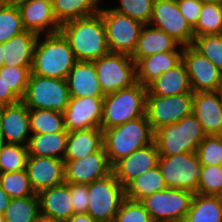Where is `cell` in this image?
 <instances>
[{
  "mask_svg": "<svg viewBox=\"0 0 222 222\" xmlns=\"http://www.w3.org/2000/svg\"><path fill=\"white\" fill-rule=\"evenodd\" d=\"M60 32L68 40L77 61H94L109 53L100 13L64 22Z\"/></svg>",
  "mask_w": 222,
  "mask_h": 222,
  "instance_id": "cell-1",
  "label": "cell"
},
{
  "mask_svg": "<svg viewBox=\"0 0 222 222\" xmlns=\"http://www.w3.org/2000/svg\"><path fill=\"white\" fill-rule=\"evenodd\" d=\"M77 59L61 32L39 35L33 54L31 73L66 79Z\"/></svg>",
  "mask_w": 222,
  "mask_h": 222,
  "instance_id": "cell-2",
  "label": "cell"
},
{
  "mask_svg": "<svg viewBox=\"0 0 222 222\" xmlns=\"http://www.w3.org/2000/svg\"><path fill=\"white\" fill-rule=\"evenodd\" d=\"M153 142L154 131L146 115L103 130V147L111 165Z\"/></svg>",
  "mask_w": 222,
  "mask_h": 222,
  "instance_id": "cell-3",
  "label": "cell"
},
{
  "mask_svg": "<svg viewBox=\"0 0 222 222\" xmlns=\"http://www.w3.org/2000/svg\"><path fill=\"white\" fill-rule=\"evenodd\" d=\"M146 94L147 87L137 82L105 95L100 128L109 129L145 116Z\"/></svg>",
  "mask_w": 222,
  "mask_h": 222,
  "instance_id": "cell-4",
  "label": "cell"
},
{
  "mask_svg": "<svg viewBox=\"0 0 222 222\" xmlns=\"http://www.w3.org/2000/svg\"><path fill=\"white\" fill-rule=\"evenodd\" d=\"M206 133L191 113L179 122L168 124L154 131V142L159 156H172L179 153H194L206 137Z\"/></svg>",
  "mask_w": 222,
  "mask_h": 222,
  "instance_id": "cell-5",
  "label": "cell"
},
{
  "mask_svg": "<svg viewBox=\"0 0 222 222\" xmlns=\"http://www.w3.org/2000/svg\"><path fill=\"white\" fill-rule=\"evenodd\" d=\"M88 186L87 213L97 222H114L125 197V188L111 173Z\"/></svg>",
  "mask_w": 222,
  "mask_h": 222,
  "instance_id": "cell-6",
  "label": "cell"
},
{
  "mask_svg": "<svg viewBox=\"0 0 222 222\" xmlns=\"http://www.w3.org/2000/svg\"><path fill=\"white\" fill-rule=\"evenodd\" d=\"M21 101L33 109H49L63 113L70 101L66 79L30 74Z\"/></svg>",
  "mask_w": 222,
  "mask_h": 222,
  "instance_id": "cell-7",
  "label": "cell"
},
{
  "mask_svg": "<svg viewBox=\"0 0 222 222\" xmlns=\"http://www.w3.org/2000/svg\"><path fill=\"white\" fill-rule=\"evenodd\" d=\"M93 63L104 95L137 83L136 63L131 55L109 52Z\"/></svg>",
  "mask_w": 222,
  "mask_h": 222,
  "instance_id": "cell-8",
  "label": "cell"
},
{
  "mask_svg": "<svg viewBox=\"0 0 222 222\" xmlns=\"http://www.w3.org/2000/svg\"><path fill=\"white\" fill-rule=\"evenodd\" d=\"M194 192L166 188L140 200L153 222H184Z\"/></svg>",
  "mask_w": 222,
  "mask_h": 222,
  "instance_id": "cell-9",
  "label": "cell"
},
{
  "mask_svg": "<svg viewBox=\"0 0 222 222\" xmlns=\"http://www.w3.org/2000/svg\"><path fill=\"white\" fill-rule=\"evenodd\" d=\"M99 13L105 26L109 52L132 55L144 24L108 6H103Z\"/></svg>",
  "mask_w": 222,
  "mask_h": 222,
  "instance_id": "cell-10",
  "label": "cell"
},
{
  "mask_svg": "<svg viewBox=\"0 0 222 222\" xmlns=\"http://www.w3.org/2000/svg\"><path fill=\"white\" fill-rule=\"evenodd\" d=\"M167 188L197 192L201 163L196 152L159 156L158 165Z\"/></svg>",
  "mask_w": 222,
  "mask_h": 222,
  "instance_id": "cell-11",
  "label": "cell"
},
{
  "mask_svg": "<svg viewBox=\"0 0 222 222\" xmlns=\"http://www.w3.org/2000/svg\"><path fill=\"white\" fill-rule=\"evenodd\" d=\"M192 108L193 93L160 97L147 89L145 115L153 131L179 122L192 113Z\"/></svg>",
  "mask_w": 222,
  "mask_h": 222,
  "instance_id": "cell-12",
  "label": "cell"
},
{
  "mask_svg": "<svg viewBox=\"0 0 222 222\" xmlns=\"http://www.w3.org/2000/svg\"><path fill=\"white\" fill-rule=\"evenodd\" d=\"M149 25L163 30L182 46L192 45L193 29L180 12L176 0H154Z\"/></svg>",
  "mask_w": 222,
  "mask_h": 222,
  "instance_id": "cell-13",
  "label": "cell"
},
{
  "mask_svg": "<svg viewBox=\"0 0 222 222\" xmlns=\"http://www.w3.org/2000/svg\"><path fill=\"white\" fill-rule=\"evenodd\" d=\"M182 61L186 65L193 93L218 90L222 72L208 58L189 45L184 46Z\"/></svg>",
  "mask_w": 222,
  "mask_h": 222,
  "instance_id": "cell-14",
  "label": "cell"
},
{
  "mask_svg": "<svg viewBox=\"0 0 222 222\" xmlns=\"http://www.w3.org/2000/svg\"><path fill=\"white\" fill-rule=\"evenodd\" d=\"M104 97H70L63 111L64 126L68 132L100 128Z\"/></svg>",
  "mask_w": 222,
  "mask_h": 222,
  "instance_id": "cell-15",
  "label": "cell"
},
{
  "mask_svg": "<svg viewBox=\"0 0 222 222\" xmlns=\"http://www.w3.org/2000/svg\"><path fill=\"white\" fill-rule=\"evenodd\" d=\"M112 173V165L104 147L82 159L64 160V181L75 184H90Z\"/></svg>",
  "mask_w": 222,
  "mask_h": 222,
  "instance_id": "cell-16",
  "label": "cell"
},
{
  "mask_svg": "<svg viewBox=\"0 0 222 222\" xmlns=\"http://www.w3.org/2000/svg\"><path fill=\"white\" fill-rule=\"evenodd\" d=\"M159 152L155 142L132 152L112 165V173L125 187L137 176L158 165Z\"/></svg>",
  "mask_w": 222,
  "mask_h": 222,
  "instance_id": "cell-17",
  "label": "cell"
},
{
  "mask_svg": "<svg viewBox=\"0 0 222 222\" xmlns=\"http://www.w3.org/2000/svg\"><path fill=\"white\" fill-rule=\"evenodd\" d=\"M18 7L26 31L38 35L60 32V24L53 14L52 0H21Z\"/></svg>",
  "mask_w": 222,
  "mask_h": 222,
  "instance_id": "cell-18",
  "label": "cell"
},
{
  "mask_svg": "<svg viewBox=\"0 0 222 222\" xmlns=\"http://www.w3.org/2000/svg\"><path fill=\"white\" fill-rule=\"evenodd\" d=\"M2 131L5 143L27 146L31 136L29 108L20 100L0 106Z\"/></svg>",
  "mask_w": 222,
  "mask_h": 222,
  "instance_id": "cell-19",
  "label": "cell"
},
{
  "mask_svg": "<svg viewBox=\"0 0 222 222\" xmlns=\"http://www.w3.org/2000/svg\"><path fill=\"white\" fill-rule=\"evenodd\" d=\"M25 169L36 194L64 182L63 159L28 156Z\"/></svg>",
  "mask_w": 222,
  "mask_h": 222,
  "instance_id": "cell-20",
  "label": "cell"
},
{
  "mask_svg": "<svg viewBox=\"0 0 222 222\" xmlns=\"http://www.w3.org/2000/svg\"><path fill=\"white\" fill-rule=\"evenodd\" d=\"M192 113L206 135H222V102L218 91L193 93Z\"/></svg>",
  "mask_w": 222,
  "mask_h": 222,
  "instance_id": "cell-21",
  "label": "cell"
},
{
  "mask_svg": "<svg viewBox=\"0 0 222 222\" xmlns=\"http://www.w3.org/2000/svg\"><path fill=\"white\" fill-rule=\"evenodd\" d=\"M66 82L70 97H105L93 61H77L69 71Z\"/></svg>",
  "mask_w": 222,
  "mask_h": 222,
  "instance_id": "cell-22",
  "label": "cell"
},
{
  "mask_svg": "<svg viewBox=\"0 0 222 222\" xmlns=\"http://www.w3.org/2000/svg\"><path fill=\"white\" fill-rule=\"evenodd\" d=\"M40 213L66 221L74 214L70 183L44 189L38 194Z\"/></svg>",
  "mask_w": 222,
  "mask_h": 222,
  "instance_id": "cell-23",
  "label": "cell"
},
{
  "mask_svg": "<svg viewBox=\"0 0 222 222\" xmlns=\"http://www.w3.org/2000/svg\"><path fill=\"white\" fill-rule=\"evenodd\" d=\"M184 46H180L176 51H168L141 58L136 63L137 82L143 86H148L162 73L174 68L182 61Z\"/></svg>",
  "mask_w": 222,
  "mask_h": 222,
  "instance_id": "cell-24",
  "label": "cell"
},
{
  "mask_svg": "<svg viewBox=\"0 0 222 222\" xmlns=\"http://www.w3.org/2000/svg\"><path fill=\"white\" fill-rule=\"evenodd\" d=\"M181 46L173 37L163 30L149 24L143 26L136 48L131 58L137 63L141 58L154 54L176 51Z\"/></svg>",
  "mask_w": 222,
  "mask_h": 222,
  "instance_id": "cell-25",
  "label": "cell"
},
{
  "mask_svg": "<svg viewBox=\"0 0 222 222\" xmlns=\"http://www.w3.org/2000/svg\"><path fill=\"white\" fill-rule=\"evenodd\" d=\"M39 35L24 31L3 44L4 66L32 67L34 48Z\"/></svg>",
  "mask_w": 222,
  "mask_h": 222,
  "instance_id": "cell-26",
  "label": "cell"
},
{
  "mask_svg": "<svg viewBox=\"0 0 222 222\" xmlns=\"http://www.w3.org/2000/svg\"><path fill=\"white\" fill-rule=\"evenodd\" d=\"M147 89L152 94L160 97L193 93L186 65L183 61L162 73L147 86Z\"/></svg>",
  "mask_w": 222,
  "mask_h": 222,
  "instance_id": "cell-27",
  "label": "cell"
},
{
  "mask_svg": "<svg viewBox=\"0 0 222 222\" xmlns=\"http://www.w3.org/2000/svg\"><path fill=\"white\" fill-rule=\"evenodd\" d=\"M103 148L101 128L83 129L68 132L66 152L63 160H76L98 152Z\"/></svg>",
  "mask_w": 222,
  "mask_h": 222,
  "instance_id": "cell-28",
  "label": "cell"
},
{
  "mask_svg": "<svg viewBox=\"0 0 222 222\" xmlns=\"http://www.w3.org/2000/svg\"><path fill=\"white\" fill-rule=\"evenodd\" d=\"M68 131L31 134L27 149L29 156L63 159L66 152Z\"/></svg>",
  "mask_w": 222,
  "mask_h": 222,
  "instance_id": "cell-29",
  "label": "cell"
},
{
  "mask_svg": "<svg viewBox=\"0 0 222 222\" xmlns=\"http://www.w3.org/2000/svg\"><path fill=\"white\" fill-rule=\"evenodd\" d=\"M104 0H52L55 19L61 25L69 20L97 14L102 9Z\"/></svg>",
  "mask_w": 222,
  "mask_h": 222,
  "instance_id": "cell-30",
  "label": "cell"
},
{
  "mask_svg": "<svg viewBox=\"0 0 222 222\" xmlns=\"http://www.w3.org/2000/svg\"><path fill=\"white\" fill-rule=\"evenodd\" d=\"M184 222H222V196L195 193Z\"/></svg>",
  "mask_w": 222,
  "mask_h": 222,
  "instance_id": "cell-31",
  "label": "cell"
},
{
  "mask_svg": "<svg viewBox=\"0 0 222 222\" xmlns=\"http://www.w3.org/2000/svg\"><path fill=\"white\" fill-rule=\"evenodd\" d=\"M125 197L140 201L144 197L167 188L158 166L137 176L125 187Z\"/></svg>",
  "mask_w": 222,
  "mask_h": 222,
  "instance_id": "cell-32",
  "label": "cell"
},
{
  "mask_svg": "<svg viewBox=\"0 0 222 222\" xmlns=\"http://www.w3.org/2000/svg\"><path fill=\"white\" fill-rule=\"evenodd\" d=\"M40 213L38 195L13 198L3 213L5 222H36Z\"/></svg>",
  "mask_w": 222,
  "mask_h": 222,
  "instance_id": "cell-33",
  "label": "cell"
},
{
  "mask_svg": "<svg viewBox=\"0 0 222 222\" xmlns=\"http://www.w3.org/2000/svg\"><path fill=\"white\" fill-rule=\"evenodd\" d=\"M32 134L54 133L65 130L63 113L49 109L29 108Z\"/></svg>",
  "mask_w": 222,
  "mask_h": 222,
  "instance_id": "cell-34",
  "label": "cell"
},
{
  "mask_svg": "<svg viewBox=\"0 0 222 222\" xmlns=\"http://www.w3.org/2000/svg\"><path fill=\"white\" fill-rule=\"evenodd\" d=\"M194 37L222 34V3L203 2Z\"/></svg>",
  "mask_w": 222,
  "mask_h": 222,
  "instance_id": "cell-35",
  "label": "cell"
},
{
  "mask_svg": "<svg viewBox=\"0 0 222 222\" xmlns=\"http://www.w3.org/2000/svg\"><path fill=\"white\" fill-rule=\"evenodd\" d=\"M0 185L11 199L35 195L26 169L0 173Z\"/></svg>",
  "mask_w": 222,
  "mask_h": 222,
  "instance_id": "cell-36",
  "label": "cell"
},
{
  "mask_svg": "<svg viewBox=\"0 0 222 222\" xmlns=\"http://www.w3.org/2000/svg\"><path fill=\"white\" fill-rule=\"evenodd\" d=\"M28 156L27 146L4 143L0 147V173L24 170Z\"/></svg>",
  "mask_w": 222,
  "mask_h": 222,
  "instance_id": "cell-37",
  "label": "cell"
},
{
  "mask_svg": "<svg viewBox=\"0 0 222 222\" xmlns=\"http://www.w3.org/2000/svg\"><path fill=\"white\" fill-rule=\"evenodd\" d=\"M26 31L18 6L0 5V43Z\"/></svg>",
  "mask_w": 222,
  "mask_h": 222,
  "instance_id": "cell-38",
  "label": "cell"
},
{
  "mask_svg": "<svg viewBox=\"0 0 222 222\" xmlns=\"http://www.w3.org/2000/svg\"><path fill=\"white\" fill-rule=\"evenodd\" d=\"M191 46L222 72V34L194 37Z\"/></svg>",
  "mask_w": 222,
  "mask_h": 222,
  "instance_id": "cell-39",
  "label": "cell"
},
{
  "mask_svg": "<svg viewBox=\"0 0 222 222\" xmlns=\"http://www.w3.org/2000/svg\"><path fill=\"white\" fill-rule=\"evenodd\" d=\"M196 193L222 196V165H202Z\"/></svg>",
  "mask_w": 222,
  "mask_h": 222,
  "instance_id": "cell-40",
  "label": "cell"
},
{
  "mask_svg": "<svg viewBox=\"0 0 222 222\" xmlns=\"http://www.w3.org/2000/svg\"><path fill=\"white\" fill-rule=\"evenodd\" d=\"M117 4L112 5L111 9L138 20L144 25L149 24L154 0H118Z\"/></svg>",
  "mask_w": 222,
  "mask_h": 222,
  "instance_id": "cell-41",
  "label": "cell"
},
{
  "mask_svg": "<svg viewBox=\"0 0 222 222\" xmlns=\"http://www.w3.org/2000/svg\"><path fill=\"white\" fill-rule=\"evenodd\" d=\"M32 67H9L3 66L0 69V78L9 88L22 99L29 81Z\"/></svg>",
  "mask_w": 222,
  "mask_h": 222,
  "instance_id": "cell-42",
  "label": "cell"
},
{
  "mask_svg": "<svg viewBox=\"0 0 222 222\" xmlns=\"http://www.w3.org/2000/svg\"><path fill=\"white\" fill-rule=\"evenodd\" d=\"M196 154L201 165H222V135H207Z\"/></svg>",
  "mask_w": 222,
  "mask_h": 222,
  "instance_id": "cell-43",
  "label": "cell"
},
{
  "mask_svg": "<svg viewBox=\"0 0 222 222\" xmlns=\"http://www.w3.org/2000/svg\"><path fill=\"white\" fill-rule=\"evenodd\" d=\"M114 222H153L150 214L140 201L125 198Z\"/></svg>",
  "mask_w": 222,
  "mask_h": 222,
  "instance_id": "cell-44",
  "label": "cell"
},
{
  "mask_svg": "<svg viewBox=\"0 0 222 222\" xmlns=\"http://www.w3.org/2000/svg\"><path fill=\"white\" fill-rule=\"evenodd\" d=\"M180 12L186 19L187 23L193 29L199 19L200 12L202 10V0H176Z\"/></svg>",
  "mask_w": 222,
  "mask_h": 222,
  "instance_id": "cell-45",
  "label": "cell"
},
{
  "mask_svg": "<svg viewBox=\"0 0 222 222\" xmlns=\"http://www.w3.org/2000/svg\"><path fill=\"white\" fill-rule=\"evenodd\" d=\"M70 194L74 214L87 213L88 210V186L87 184L70 183Z\"/></svg>",
  "mask_w": 222,
  "mask_h": 222,
  "instance_id": "cell-46",
  "label": "cell"
},
{
  "mask_svg": "<svg viewBox=\"0 0 222 222\" xmlns=\"http://www.w3.org/2000/svg\"><path fill=\"white\" fill-rule=\"evenodd\" d=\"M20 100L4 80L0 78V106L15 104Z\"/></svg>",
  "mask_w": 222,
  "mask_h": 222,
  "instance_id": "cell-47",
  "label": "cell"
},
{
  "mask_svg": "<svg viewBox=\"0 0 222 222\" xmlns=\"http://www.w3.org/2000/svg\"><path fill=\"white\" fill-rule=\"evenodd\" d=\"M64 222H97L88 213L73 214Z\"/></svg>",
  "mask_w": 222,
  "mask_h": 222,
  "instance_id": "cell-48",
  "label": "cell"
},
{
  "mask_svg": "<svg viewBox=\"0 0 222 222\" xmlns=\"http://www.w3.org/2000/svg\"><path fill=\"white\" fill-rule=\"evenodd\" d=\"M10 196L1 188L0 185V214H3L10 203Z\"/></svg>",
  "mask_w": 222,
  "mask_h": 222,
  "instance_id": "cell-49",
  "label": "cell"
},
{
  "mask_svg": "<svg viewBox=\"0 0 222 222\" xmlns=\"http://www.w3.org/2000/svg\"><path fill=\"white\" fill-rule=\"evenodd\" d=\"M36 222H64V221L61 219L54 218L52 216L39 213V215L37 216Z\"/></svg>",
  "mask_w": 222,
  "mask_h": 222,
  "instance_id": "cell-50",
  "label": "cell"
},
{
  "mask_svg": "<svg viewBox=\"0 0 222 222\" xmlns=\"http://www.w3.org/2000/svg\"><path fill=\"white\" fill-rule=\"evenodd\" d=\"M21 0H0V5L18 6Z\"/></svg>",
  "mask_w": 222,
  "mask_h": 222,
  "instance_id": "cell-51",
  "label": "cell"
},
{
  "mask_svg": "<svg viewBox=\"0 0 222 222\" xmlns=\"http://www.w3.org/2000/svg\"><path fill=\"white\" fill-rule=\"evenodd\" d=\"M3 44L0 43V69L4 66Z\"/></svg>",
  "mask_w": 222,
  "mask_h": 222,
  "instance_id": "cell-52",
  "label": "cell"
},
{
  "mask_svg": "<svg viewBox=\"0 0 222 222\" xmlns=\"http://www.w3.org/2000/svg\"><path fill=\"white\" fill-rule=\"evenodd\" d=\"M5 143L3 131H2V123H1V116H0V147Z\"/></svg>",
  "mask_w": 222,
  "mask_h": 222,
  "instance_id": "cell-53",
  "label": "cell"
},
{
  "mask_svg": "<svg viewBox=\"0 0 222 222\" xmlns=\"http://www.w3.org/2000/svg\"><path fill=\"white\" fill-rule=\"evenodd\" d=\"M203 2L222 3V0H202Z\"/></svg>",
  "mask_w": 222,
  "mask_h": 222,
  "instance_id": "cell-54",
  "label": "cell"
},
{
  "mask_svg": "<svg viewBox=\"0 0 222 222\" xmlns=\"http://www.w3.org/2000/svg\"><path fill=\"white\" fill-rule=\"evenodd\" d=\"M218 93H219V96H220V99H221V102H222V83H221V85L219 86V88H218Z\"/></svg>",
  "mask_w": 222,
  "mask_h": 222,
  "instance_id": "cell-55",
  "label": "cell"
},
{
  "mask_svg": "<svg viewBox=\"0 0 222 222\" xmlns=\"http://www.w3.org/2000/svg\"><path fill=\"white\" fill-rule=\"evenodd\" d=\"M0 222H5L3 214H0Z\"/></svg>",
  "mask_w": 222,
  "mask_h": 222,
  "instance_id": "cell-56",
  "label": "cell"
}]
</instances>
